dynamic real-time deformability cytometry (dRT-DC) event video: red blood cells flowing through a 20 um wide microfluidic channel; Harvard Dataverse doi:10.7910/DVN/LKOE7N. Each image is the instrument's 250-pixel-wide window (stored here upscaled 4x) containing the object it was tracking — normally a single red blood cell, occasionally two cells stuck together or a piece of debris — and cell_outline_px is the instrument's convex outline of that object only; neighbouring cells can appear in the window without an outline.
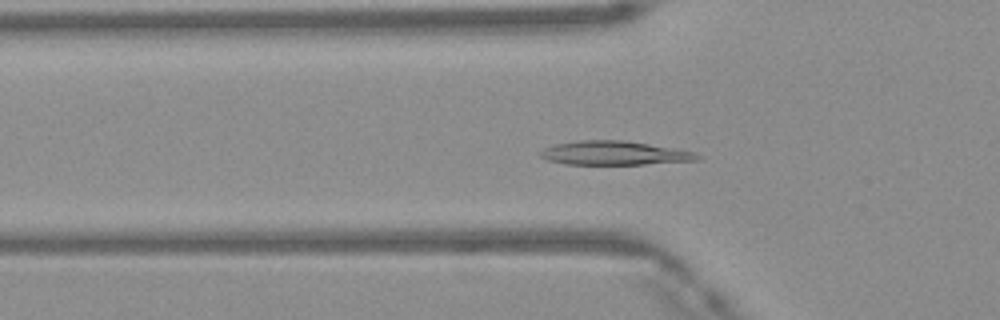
{"species": "Egyptian fruit bat (a non-hibernating species)", "species_latin": "Rousettus aegyptiacus", "temperature_condition": "warm", "stored_images_in_passage": 50, "camera_frame_rate_fps": 3000, "um_per_image_px": 0.085, "frame": {"image": 1, "passage_image": 17, "time_ms": 5.333, "image_size_px": [1000, 320], "cell_outline_px": [[704, 156], [700, 160], [644, 164], [564, 164], [548, 160], [540, 156], [540, 152], [544, 148], [556, 144], [576, 140], [624, 140], [676, 148], [696, 152]], "centroid_in_image_um": [52.28, 13.01], "position_along_channel_um": 73.5, "area_um2": 22.02}}
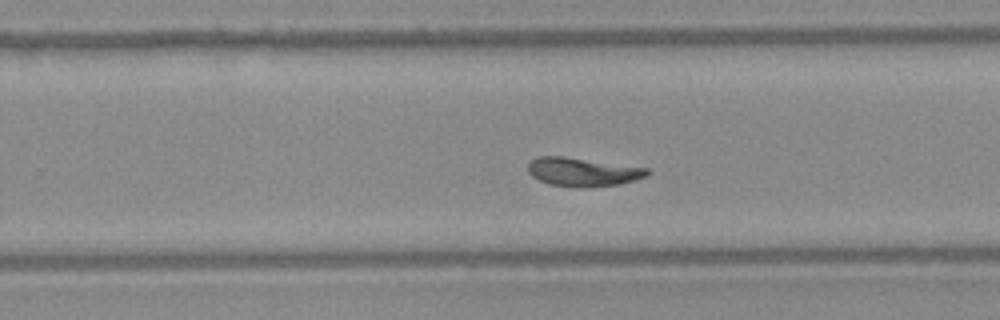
{"frame": {"image": 2, "passage_image": 32, "time_ms": 10.333, "image_size_px": [1000, 320], "cell_outline_px": [[652, 172], [648, 176], [620, 184], [580, 188], [576, 188], [548, 184], [532, 176], [528, 172], [528, 164], [536, 156], [564, 156], [648, 168]], "centroid_in_image_um": [49.54, 14.62], "position_along_channel_um": 280.3, "area_um2": 20.06}}
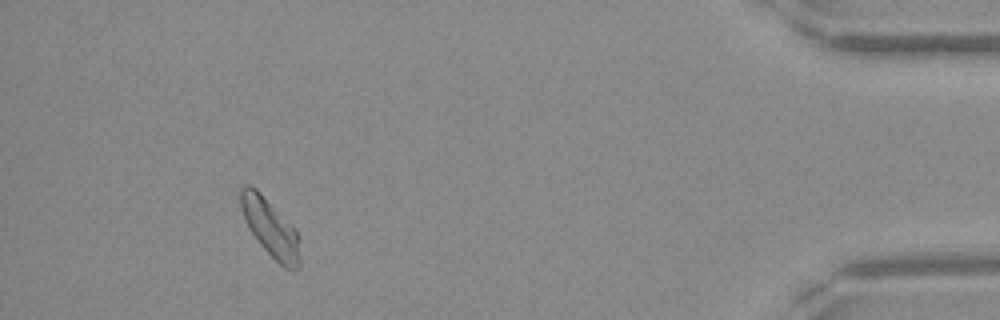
{"frame": {"image": 3, "passage_image": 46, "time_ms": 15.0, "image_size_px": [1000, 320], "cell_outline_px": [[300, 264], [292, 272], [284, 268], [260, 244], [248, 228], [244, 220], [240, 208], [240, 188], [244, 184], [248, 184], [256, 188], [296, 228], [300, 236]], "centroid_in_image_um": [23.0, 19.36], "position_along_channel_um": 412.2, "area_um2": 20.35}, "authors_computed_cell_mechanics": {"area_um2": 20.3745, "velocity_mm_per_s": 4.1285, "shape_relaxation_time_tau1_ms": 3.9177, "shape_relaxation_time_tau2_ms": 3.4903, "deformation_change_tau1": 0.1514, "deformation_change_tau2": 0.0517}}